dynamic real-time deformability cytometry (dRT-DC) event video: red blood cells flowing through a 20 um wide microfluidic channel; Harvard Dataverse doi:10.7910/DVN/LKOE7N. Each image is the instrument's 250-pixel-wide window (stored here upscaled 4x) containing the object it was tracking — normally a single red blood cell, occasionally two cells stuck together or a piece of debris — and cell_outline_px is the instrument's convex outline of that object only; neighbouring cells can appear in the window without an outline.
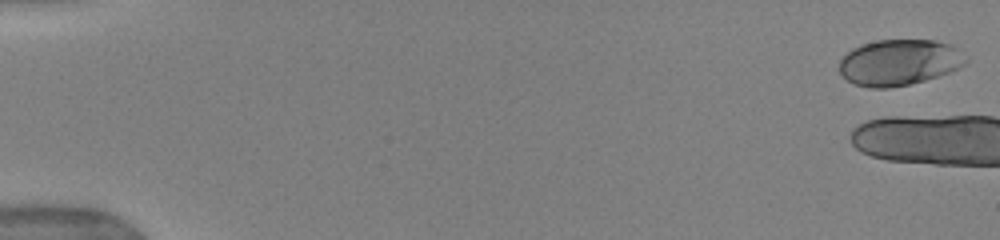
{"species": "human", "species_latin": "Homo sapiens", "temperature_condition": "warm", "stored_images_in_passage": 5, "camera_frame_rate_fps": 3000, "um_per_image_px": 0.085, "donor": {"sex": "female"}, "frame": {"image": 1, "passage_image": 1, "time_ms": 0.0, "image_size_px": [1000, 240], "cell_outline_px": [[968, 64], [948, 72], [924, 80], [908, 84], [888, 88], [868, 88], [856, 84], [848, 80], [840, 72], [840, 60], [852, 48], [860, 44], [876, 40], [936, 40], [952, 44], [968, 60]], "centroid_in_image_um": [76.44, 5.29], "position_along_channel_um": 8.6, "area_um2": 33.81}}